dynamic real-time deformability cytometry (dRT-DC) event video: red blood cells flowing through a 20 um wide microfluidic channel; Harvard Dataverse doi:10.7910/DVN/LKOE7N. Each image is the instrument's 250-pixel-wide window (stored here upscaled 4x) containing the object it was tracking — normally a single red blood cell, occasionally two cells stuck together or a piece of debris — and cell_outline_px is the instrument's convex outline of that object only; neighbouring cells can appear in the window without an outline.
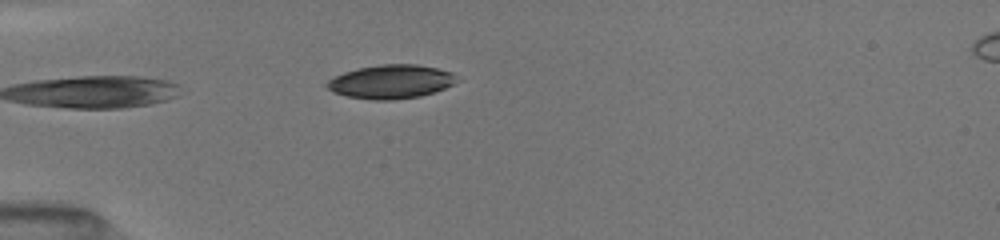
{"species": "common noctule bat (a hibernating species)", "species_latin": "Nyctalus noctula", "temperature_condition": "room temperature", "stored_images_in_passage": 17, "camera_frame_rate_fps": 3000, "um_per_image_px": 0.085, "animal": {"sex": "female", "body_mass_g": 19.5, "forearm_length_mm": 54.1}, "frame": {"image": 1, "passage_image": 1, "time_ms": 0.0, "image_size_px": [1000, 240], "cell_outline_px": [[460, 80], [444, 88], [420, 96], [392, 100], [372, 100], [348, 96], [332, 92], [324, 84], [328, 80], [344, 72], [356, 68], [380, 64], [416, 64], [436, 68], [452, 72]], "centroid_in_image_um": [33.22, 6.94], "position_along_channel_um": 51.8, "area_um2": 25.55}}
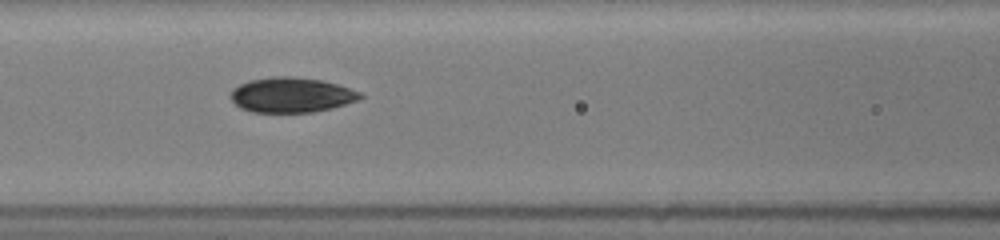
{"frame": {"image": 2, "passage_image": 7, "time_ms": 2.667, "image_size_px": [1000, 240], "cell_outline_px": [[364, 96], [356, 100], [332, 108], [312, 112], [252, 112], [240, 108], [232, 100], [232, 92], [240, 84], [248, 80], [276, 76], [296, 76], [324, 80], [360, 92]], "centroid_in_image_um": [24.77, 8.06], "position_along_channel_um": 141.8, "area_um2": 26.24}}
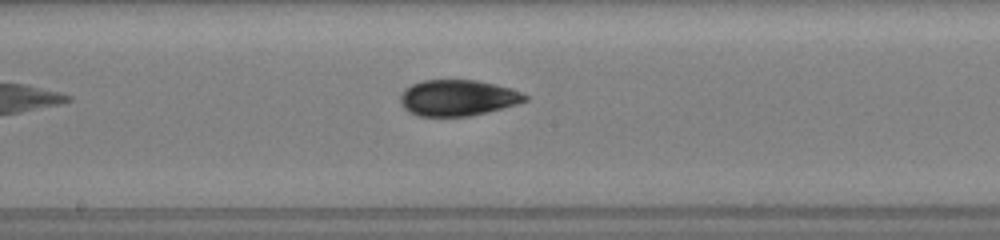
{"frame": {"image": 3, "passage_image": 11, "time_ms": 4.333, "image_size_px": [1000, 240], "cell_outline_px": [[528, 100], [516, 104], [468, 116], [416, 116], [408, 112], [404, 108], [400, 100], [400, 96], [404, 88], [412, 84], [424, 80], [476, 80], [508, 88], [520, 92], [528, 96]], "centroid_in_image_um": [38.84, 8.31], "position_along_channel_um": 209.4, "area_um2": 25.89}}